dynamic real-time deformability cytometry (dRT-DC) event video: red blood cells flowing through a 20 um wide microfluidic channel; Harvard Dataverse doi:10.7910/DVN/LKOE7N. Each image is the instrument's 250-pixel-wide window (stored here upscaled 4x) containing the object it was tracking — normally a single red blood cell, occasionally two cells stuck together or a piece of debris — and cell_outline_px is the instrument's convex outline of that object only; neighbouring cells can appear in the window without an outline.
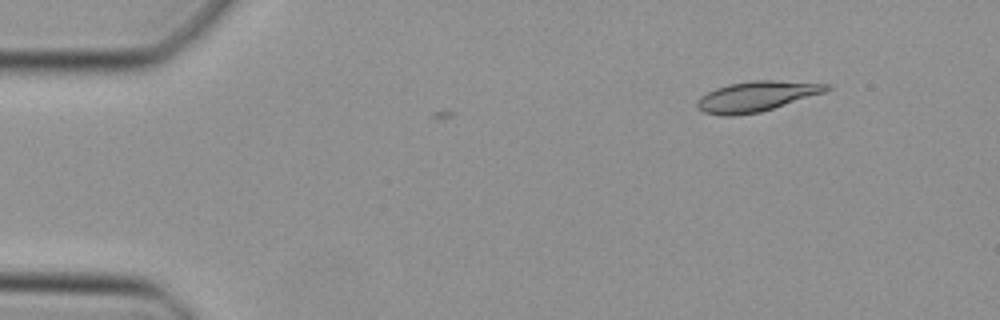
{"species": "Egyptian fruit bat (a non-hibernating species)", "species_latin": "Rousettus aegyptiacus", "temperature_condition": "cold", "stored_images_in_passage": 11, "camera_frame_rate_fps": 3000, "um_per_image_px": 0.085, "animal": {"sex": "female"}, "frame": {"image": 1, "passage_image": 11, "time_ms": 3.333, "image_size_px": [1000, 320], "cell_outline_px": [[832, 88], [824, 92], [760, 112], [732, 116], [724, 116], [704, 112], [696, 104], [696, 100], [700, 96], [716, 88], [728, 84], [752, 80], [776, 80], [832, 84]], "centroid_in_image_um": [64.3, 8.18], "position_along_channel_um": 20.7, "area_um2": 22.66}}